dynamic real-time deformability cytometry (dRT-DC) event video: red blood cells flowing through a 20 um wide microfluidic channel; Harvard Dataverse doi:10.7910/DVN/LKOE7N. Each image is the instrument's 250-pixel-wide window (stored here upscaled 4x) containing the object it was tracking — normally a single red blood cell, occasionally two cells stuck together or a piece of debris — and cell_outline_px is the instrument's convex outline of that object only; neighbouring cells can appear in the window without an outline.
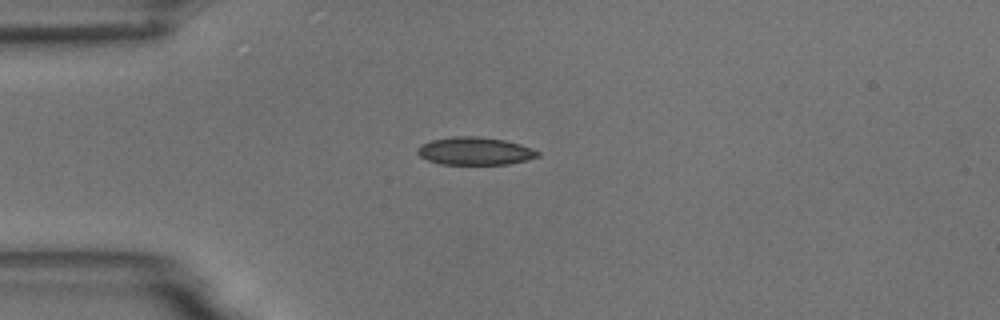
{"species": "common noctule bat (a hibernating species)", "species_latin": "Nyctalus noctula", "temperature_condition": "room temperature", "stored_images_in_passage": 42, "camera_frame_rate_fps": 3000, "um_per_image_px": 0.085, "animal": {"sex": "male", "body_mass_g": 18.8}, "frame": {"image": 1, "passage_image": 1, "time_ms": 0.0, "image_size_px": [1000, 320], "cell_outline_px": [[540, 156], [508, 164], [440, 164], [428, 160], [420, 156], [416, 152], [416, 148], [420, 144], [432, 140], [452, 136], [476, 136], [504, 140], [520, 144], [532, 148], [540, 152]], "centroid_in_image_um": [40.34, 12.83], "position_along_channel_um": 44.7, "area_um2": 19.48}}
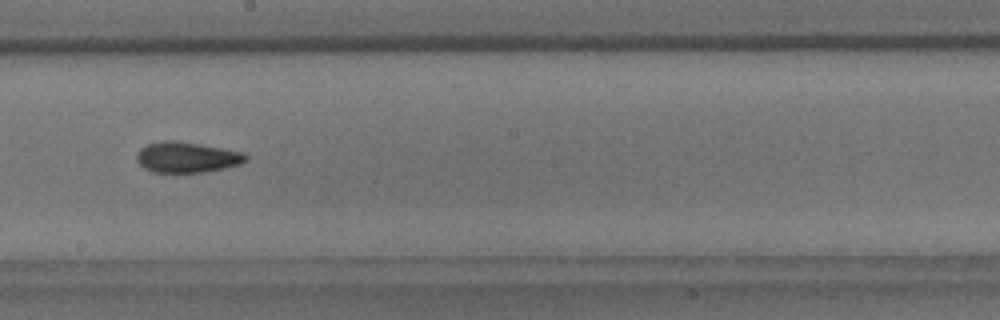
{"frame": {"image": 2, "passage_image": 18, "time_ms": 5.667, "image_size_px": [1000, 320], "cell_outline_px": [[248, 160], [240, 164], [224, 168], [204, 172], [152, 172], [144, 168], [136, 160], [136, 156], [140, 148], [148, 144], [164, 140], [176, 140], [200, 144], [240, 152], [248, 156]], "centroid_in_image_um": [15.85, 13.37], "position_along_channel_um": 232.3, "area_um2": 19.36}}
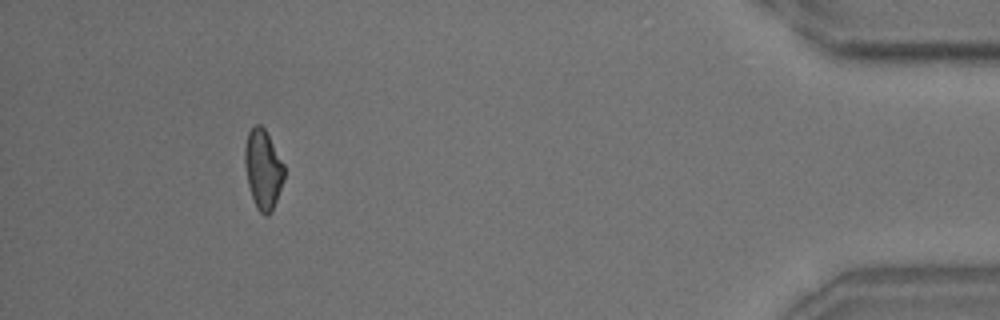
{"frame": {"image": 3, "passage_image": 38, "time_ms": 12.333, "image_size_px": [1000, 320], "cell_outline_px": [[284, 180], [272, 212], [268, 216], [264, 216], [256, 208], [248, 184], [244, 164], [244, 148], [248, 132], [256, 124], [260, 124], [264, 128], [284, 164]], "centroid_in_image_um": [22.36, 14.41], "position_along_channel_um": 412.8, "area_um2": 18.26}, "authors_computed_cell_mechanics": {"area_um2": 18.9584, "velocity_mm_per_s": 3.6286, "shape_relaxation_time_tau1_ms": 6.7278, "shape_relaxation_time_tau2_ms": 3.2167, "deformation_change_tau1": 0.1498, "deformation_change_tau2": 0.0965}}